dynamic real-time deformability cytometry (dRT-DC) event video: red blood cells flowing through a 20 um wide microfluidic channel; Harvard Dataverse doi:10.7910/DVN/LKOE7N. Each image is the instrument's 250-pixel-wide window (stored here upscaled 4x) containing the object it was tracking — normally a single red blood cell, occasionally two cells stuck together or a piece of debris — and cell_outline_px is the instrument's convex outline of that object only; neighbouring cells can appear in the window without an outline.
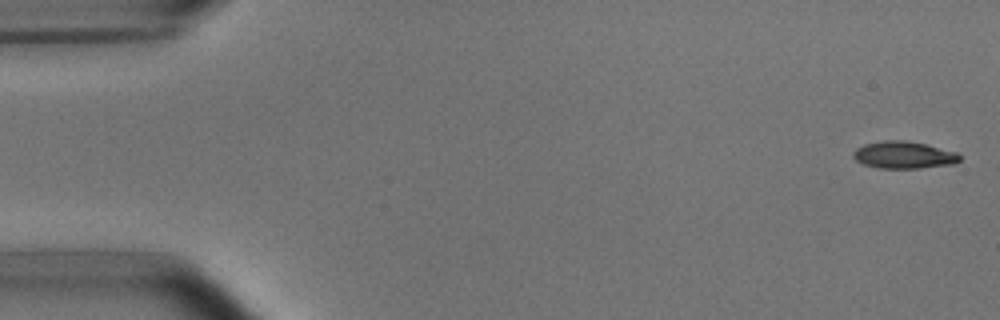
{"species": "common noctule bat (a hibernating species)", "species_latin": "Nyctalus noctula", "temperature_condition": "room temperature", "stored_images_in_passage": 5, "camera_frame_rate_fps": 3000, "um_per_image_px": 0.085, "animal": {"sex": "male", "body_mass_g": 15.6}, "frame": {"image": 1, "passage_image": 1, "time_ms": 0.0, "image_size_px": [1000, 320], "cell_outline_px": [[960, 160], [952, 164], [920, 168], [880, 168], [864, 164], [856, 160], [852, 156], [852, 152], [856, 148], [864, 144], [884, 140], [904, 140], [924, 144], [956, 152], [960, 156]], "centroid_in_image_um": [76.78, 13.17], "position_along_channel_um": 8.2, "area_um2": 16.7}}
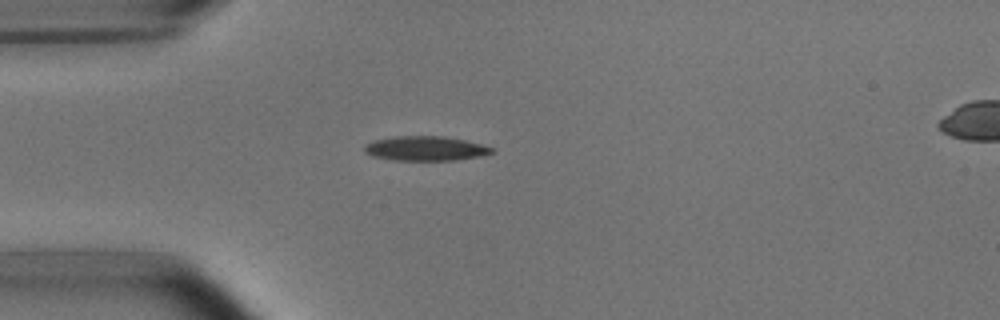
{"frame": {"image": 2, "passage_image": 4, "time_ms": 4.333, "image_size_px": [1000, 320], "cell_outline_px": [[496, 152], [480, 156], [456, 160], [392, 160], [372, 156], [364, 152], [364, 144], [376, 140], [396, 136], [444, 136], [464, 140], [480, 144], [492, 148]], "centroid_in_image_um": [36.15, 12.62], "position_along_channel_um": 48.9, "area_um2": 18.15}}